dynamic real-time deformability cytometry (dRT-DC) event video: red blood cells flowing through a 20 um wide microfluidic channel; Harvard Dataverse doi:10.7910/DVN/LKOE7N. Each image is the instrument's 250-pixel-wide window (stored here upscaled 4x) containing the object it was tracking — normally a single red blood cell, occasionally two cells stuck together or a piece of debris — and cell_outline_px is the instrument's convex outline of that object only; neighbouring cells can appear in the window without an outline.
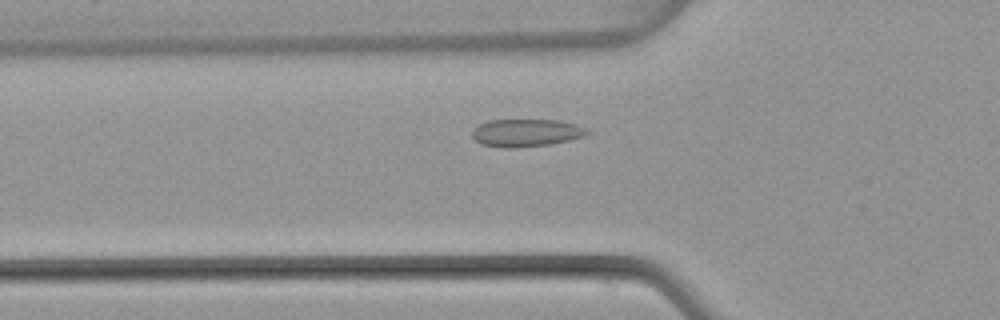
{"species": "common noctule bat (a hibernating species)", "species_latin": "Nyctalus noctula", "temperature_condition": "warm", "stored_images_in_passage": 45, "camera_frame_rate_fps": 3000, "um_per_image_px": 0.085, "animal": {"sex": "female", "body_mass_g": 22.7, "forearm_length_mm": 54.2}, "frame": {"image": 1, "passage_image": 12, "time_ms": 3.667, "image_size_px": [1000, 320], "cell_outline_px": [[592, 132], [584, 136], [552, 144], [516, 148], [504, 148], [480, 144], [472, 136], [472, 132], [480, 124], [488, 120], [560, 120], [576, 124], [588, 128]], "centroid_in_image_um": [44.77, 11.29], "position_along_channel_um": 81.0, "area_um2": 18.67}}
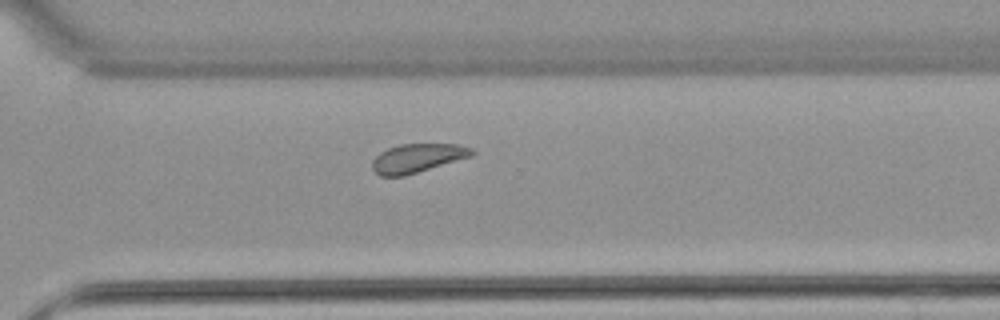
{"frame": {"image": 2, "passage_image": 31, "time_ms": 10.0, "image_size_px": [1000, 320], "cell_outline_px": [[476, 152], [472, 156], [404, 176], [380, 176], [372, 168], [372, 160], [380, 152], [388, 148], [400, 144], [456, 144], [472, 148]], "centroid_in_image_um": [35.48, 13.43], "position_along_channel_um": 335.1, "area_um2": 16.65}}
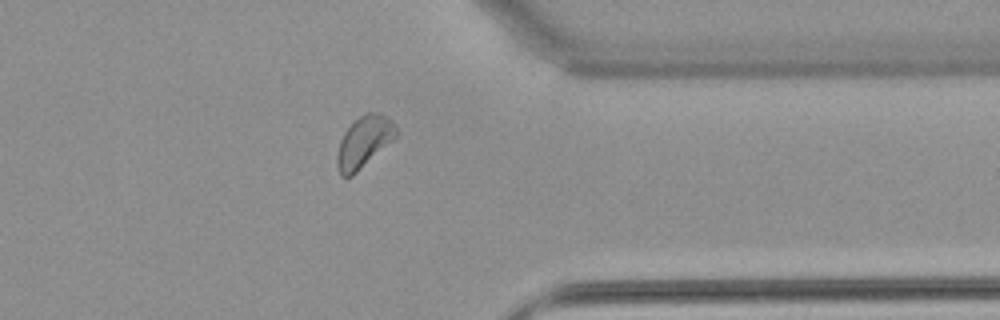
{"frame": {"image": 3, "passage_image": 35, "time_ms": 11.333, "image_size_px": [1000, 320], "cell_outline_px": [[400, 132], [392, 140], [352, 176], [340, 176], [336, 164], [336, 156], [340, 140], [344, 132], [360, 116], [368, 112], [380, 112], [392, 120], [396, 124]], "centroid_in_image_um": [30.95, 12.04], "position_along_channel_um": 380.5, "area_um2": 17.57}}